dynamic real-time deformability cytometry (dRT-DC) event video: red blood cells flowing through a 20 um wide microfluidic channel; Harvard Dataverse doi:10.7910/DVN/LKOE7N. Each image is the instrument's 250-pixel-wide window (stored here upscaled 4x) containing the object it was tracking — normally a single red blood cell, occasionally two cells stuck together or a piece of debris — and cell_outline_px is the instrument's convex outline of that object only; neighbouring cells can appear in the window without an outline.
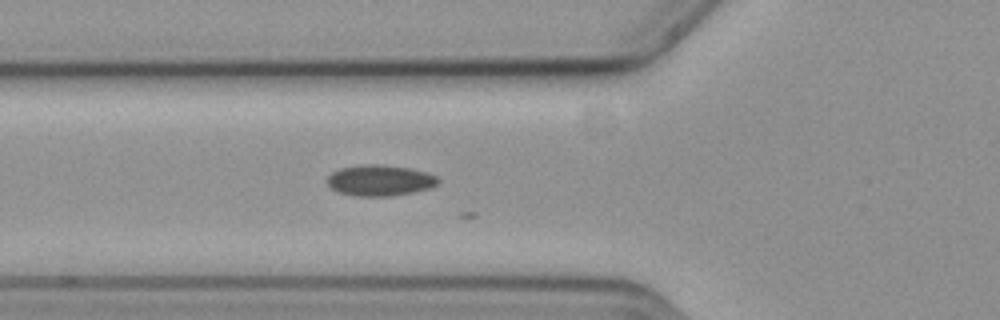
{"species": "common noctule bat (a hibernating species)", "species_latin": "Nyctalus noctula", "temperature_condition": "cold", "stored_images_in_passage": 25, "camera_frame_rate_fps": 3000, "um_per_image_px": 0.085, "animal": {"sex": "female", "body_mass_g": 19.3, "forearm_length_mm": 54.1}, "frame": {"image": 1, "passage_image": 9, "time_ms": 2.667, "image_size_px": [1000, 320], "cell_outline_px": [[440, 180], [436, 184], [428, 188], [412, 192], [392, 196], [352, 196], [340, 192], [332, 188], [328, 184], [328, 176], [332, 172], [340, 168], [364, 164], [384, 164], [408, 168], [424, 172], [436, 176]], "centroid_in_image_um": [32.26, 15.33], "position_along_channel_um": 93.5, "area_um2": 19.83}}
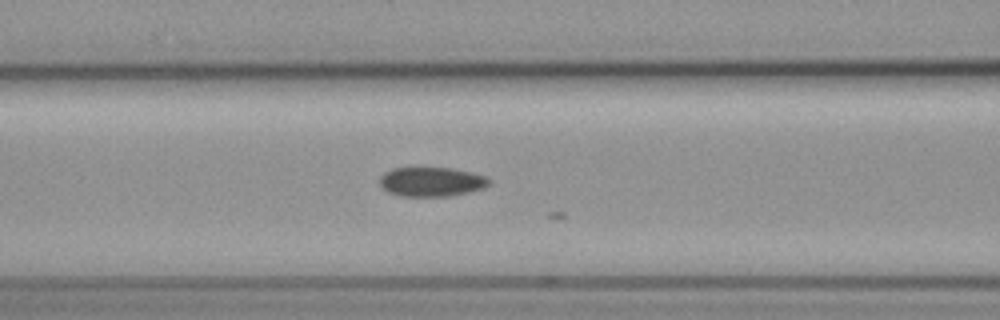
{"frame": {"image": 2, "passage_image": 12, "time_ms": 3.667, "image_size_px": [1000, 320], "cell_outline_px": [[492, 180], [484, 188], [468, 192], [448, 196], [400, 196], [388, 192], [380, 184], [380, 176], [384, 172], [392, 168], [448, 168], [472, 172], [484, 176]], "centroid_in_image_um": [36.66, 15.45], "position_along_channel_um": 129.9, "area_um2": 18.61}}